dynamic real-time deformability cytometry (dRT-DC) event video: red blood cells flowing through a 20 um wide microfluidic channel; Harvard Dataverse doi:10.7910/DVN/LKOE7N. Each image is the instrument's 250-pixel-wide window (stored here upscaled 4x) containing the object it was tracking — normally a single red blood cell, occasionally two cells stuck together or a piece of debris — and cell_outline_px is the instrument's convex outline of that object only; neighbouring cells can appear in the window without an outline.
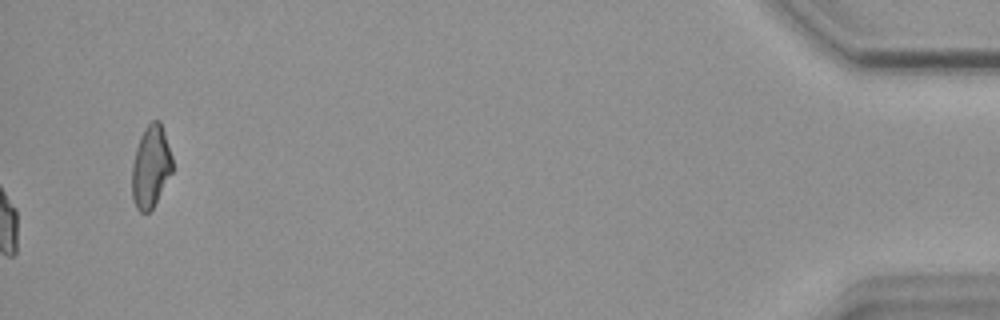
{"species": "common noctule bat (a hibernating species)", "species_latin": "Nyctalus noctula", "temperature_condition": "warm", "stored_images_in_passage": 55, "camera_frame_rate_fps": 3000, "um_per_image_px": 0.085, "animal": {"sex": "female", "body_mass_g": 18.4}, "frame": {"image": 1, "passage_image": 55, "time_ms": 18.0, "image_size_px": [1000, 320], "cell_outline_px": [[172, 172], [152, 208], [148, 212], [140, 212], [136, 208], [132, 200], [132, 164], [136, 148], [140, 136], [144, 128], [152, 120], [160, 120], [172, 156]], "centroid_in_image_um": [12.8, 14.15], "position_along_channel_um": 422.4, "area_um2": 19.25}, "authors_computed_cell_mechanics": {"area_um2": 19.4786, "velocity_mm_per_s": 3.719, "shape_relaxation_time_tau1_ms": null, "shape_relaxation_time_tau2_ms": 1.677, "deformation_change_tau1": null, "deformation_change_tau2": 0.0722}}